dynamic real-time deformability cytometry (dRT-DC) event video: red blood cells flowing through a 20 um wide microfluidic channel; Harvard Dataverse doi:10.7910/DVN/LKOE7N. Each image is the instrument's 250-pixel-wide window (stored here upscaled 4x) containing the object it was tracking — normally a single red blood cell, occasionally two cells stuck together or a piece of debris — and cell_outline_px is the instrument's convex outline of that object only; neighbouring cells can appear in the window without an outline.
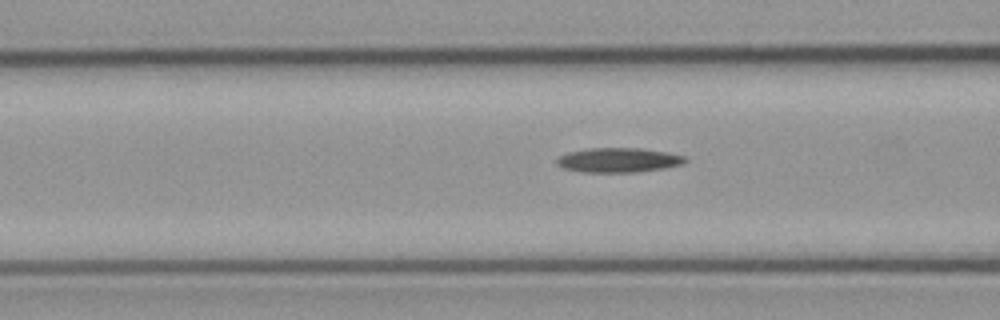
{"species": "common noctule bat (a hibernating species)", "species_latin": "Nyctalus noctula", "temperature_condition": "cold", "stored_images_in_passage": 26, "camera_frame_rate_fps": 3000, "um_per_image_px": 0.085, "animal": {"sex": "male", "body_mass_g": 23.1, "forearm_length_mm": 52.7}, "frame": {"image": 1, "passage_image": 4, "time_ms": 1.0, "image_size_px": [1000, 320], "cell_outline_px": [[688, 160], [684, 164], [664, 168], [636, 172], [580, 172], [564, 168], [556, 164], [556, 160], [560, 156], [568, 152], [588, 148], [640, 148], [668, 152], [684, 156]], "centroid_in_image_um": [52.58, 13.6], "position_along_channel_um": 114.0, "area_um2": 18.44}}
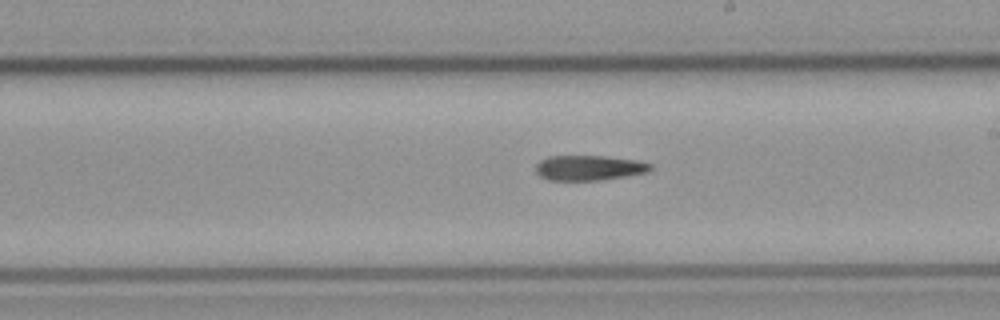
{"frame": {"image": 2, "passage_image": 14, "time_ms": 4.333, "image_size_px": [1000, 320], "cell_outline_px": [[652, 168], [648, 172], [624, 176], [596, 180], [548, 180], [540, 176], [536, 172], [536, 164], [540, 160], [548, 156], [604, 156], [636, 160], [652, 164]], "centroid_in_image_um": [50.04, 14.26], "position_along_channel_um": 239.0, "area_um2": 16.65}}
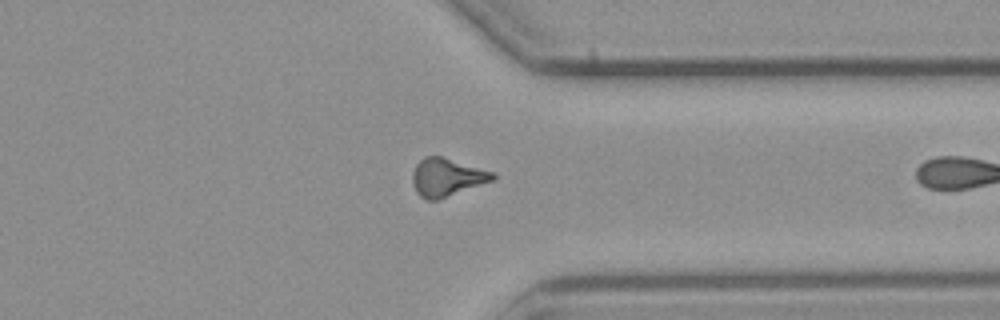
{"frame": {"image": 3, "passage_image": 25, "time_ms": 8.0, "image_size_px": [1000, 320], "cell_outline_px": [[496, 176], [492, 180], [436, 200], [428, 200], [420, 196], [416, 192], [412, 184], [412, 172], [416, 164], [424, 156], [440, 156], [496, 172]], "centroid_in_image_um": [37.95, 15.05], "position_along_channel_um": 373.5, "area_um2": 17.57}}